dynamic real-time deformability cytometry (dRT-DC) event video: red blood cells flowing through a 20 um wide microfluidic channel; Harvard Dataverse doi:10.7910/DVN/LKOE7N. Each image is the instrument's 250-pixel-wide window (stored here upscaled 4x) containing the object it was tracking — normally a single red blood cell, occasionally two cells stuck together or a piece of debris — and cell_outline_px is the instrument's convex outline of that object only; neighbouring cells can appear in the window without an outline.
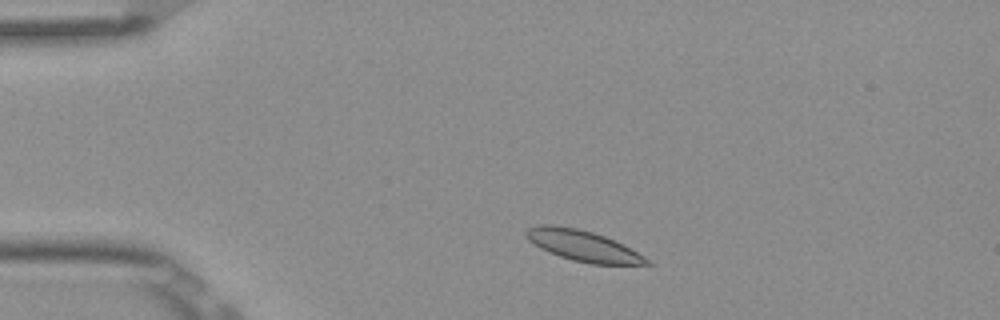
{"species": "Egyptian fruit bat (a non-hibernating species)", "species_latin": "Rousettus aegyptiacus", "temperature_condition": "room temperature", "stored_images_in_passage": 2, "camera_frame_rate_fps": 3000, "um_per_image_px": 0.085, "frame": {"image": 1, "passage_image": 1, "time_ms": 0.0, "image_size_px": [1000, 320], "cell_outline_px": [[652, 264], [588, 264], [572, 260], [548, 252], [540, 248], [528, 240], [524, 232], [528, 228], [540, 224], [552, 224], [576, 228], [592, 232], [604, 236], [644, 256]], "centroid_in_image_um": [49.47, 20.88], "position_along_channel_um": 35.5, "area_um2": 21.33}}